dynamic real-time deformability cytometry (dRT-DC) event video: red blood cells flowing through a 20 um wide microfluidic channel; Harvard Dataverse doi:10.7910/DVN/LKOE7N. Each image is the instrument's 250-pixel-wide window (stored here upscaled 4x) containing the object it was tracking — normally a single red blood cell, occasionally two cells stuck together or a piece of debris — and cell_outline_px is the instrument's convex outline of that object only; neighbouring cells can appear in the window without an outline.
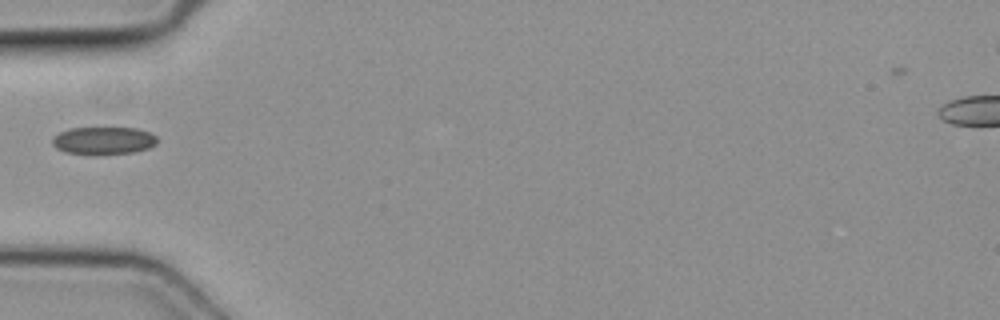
{"species": "common noctule bat (a hibernating species)", "species_latin": "Nyctalus noctula", "temperature_condition": "cold", "stored_images_in_passage": 2, "camera_frame_rate_fps": 3000, "um_per_image_px": 0.085, "animal": {"sex": "female", "body_mass_g": 19.3, "forearm_length_mm": 54.1}, "frame": {"image": 1, "passage_image": 2, "time_ms": 0.333, "image_size_px": [1000, 320], "cell_outline_px": [[156, 144], [148, 148], [136, 152], [92, 156], [64, 152], [56, 148], [52, 144], [52, 136], [68, 128], [136, 128], [148, 132], [156, 136]], "centroid_in_image_um": [8.75, 11.98], "position_along_channel_um": 76.3, "area_um2": 17.28}}